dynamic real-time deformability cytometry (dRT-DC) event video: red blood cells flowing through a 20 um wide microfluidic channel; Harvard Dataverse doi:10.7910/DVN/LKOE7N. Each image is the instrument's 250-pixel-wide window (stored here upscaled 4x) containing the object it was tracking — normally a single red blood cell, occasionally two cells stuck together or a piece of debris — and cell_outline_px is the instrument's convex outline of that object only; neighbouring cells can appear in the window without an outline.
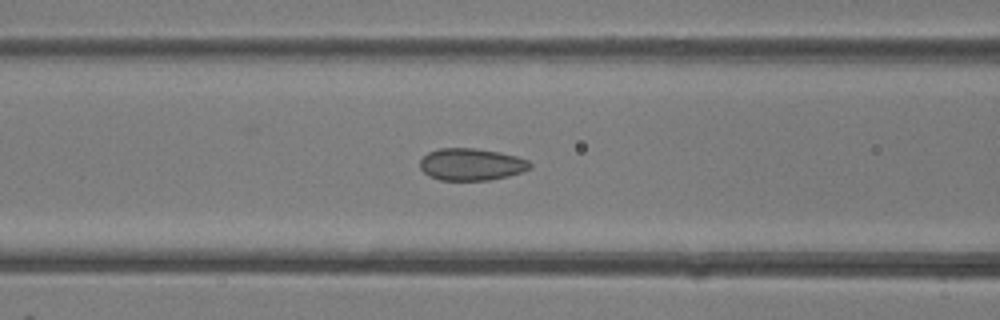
{"species": "common noctule bat (a hibernating species)", "species_latin": "Nyctalus noctula", "temperature_condition": "room temperature", "stored_images_in_passage": 37, "camera_frame_rate_fps": 3000, "um_per_image_px": 0.085, "animal": {"sex": "female"}, "frame": {"image": 1, "passage_image": 17, "time_ms": 5.333, "image_size_px": [1000, 320], "cell_outline_px": [[532, 168], [508, 176], [488, 180], [440, 180], [428, 176], [420, 168], [420, 160], [428, 152], [440, 148], [476, 148], [500, 152], [516, 156], [528, 160], [532, 164]], "centroid_in_image_um": [40.06, 13.97], "position_along_channel_um": 126.5, "area_um2": 20.63}}
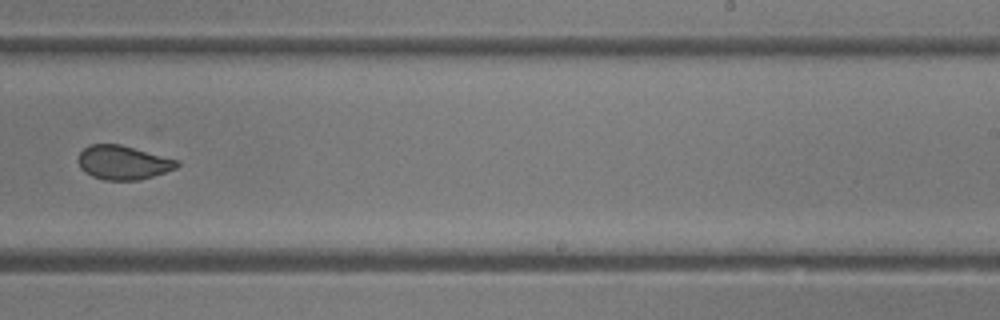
{"frame": {"image": 2, "passage_image": 26, "time_ms": 8.333, "image_size_px": [1000, 320], "cell_outline_px": [[180, 164], [176, 168], [152, 176], [136, 180], [104, 180], [92, 176], [84, 172], [80, 168], [80, 152], [84, 148], [92, 144], [120, 144], [180, 160]], "centroid_in_image_um": [10.48, 13.81], "position_along_channel_um": 278.5, "area_um2": 19.42}}
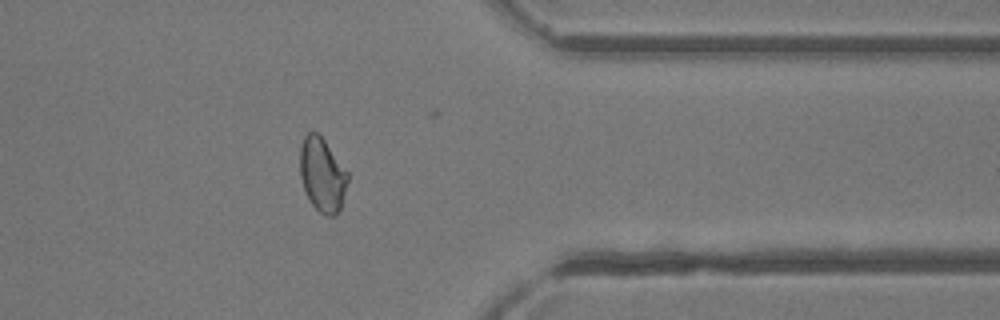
{"frame": {"image": 3, "passage_image": 33, "time_ms": 10.667, "image_size_px": [1000, 320], "cell_outline_px": [[348, 180], [340, 208], [336, 216], [328, 216], [320, 212], [312, 204], [304, 188], [300, 176], [300, 144], [304, 136], [308, 132], [316, 132], [324, 140], [348, 172]], "centroid_in_image_um": [27.38, 14.84], "position_along_channel_um": 384.0, "area_um2": 20.35}}